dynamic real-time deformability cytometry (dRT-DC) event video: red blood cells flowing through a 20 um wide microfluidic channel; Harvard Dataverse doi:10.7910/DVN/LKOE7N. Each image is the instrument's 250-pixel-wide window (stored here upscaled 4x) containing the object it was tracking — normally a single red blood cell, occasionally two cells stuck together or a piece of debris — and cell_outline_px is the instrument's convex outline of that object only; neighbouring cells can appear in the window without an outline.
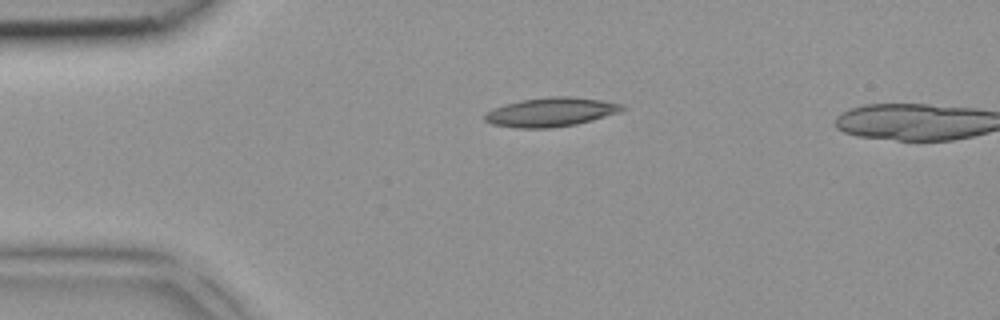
{"species": "common noctule bat (a hibernating species)", "species_latin": "Nyctalus noctula", "temperature_condition": "room temperature", "stored_images_in_passage": 2, "camera_frame_rate_fps": 3000, "um_per_image_px": 0.085, "animal": {"sex": "female", "body_mass_g": 18.4}, "frame": {"image": 1, "passage_image": 1, "time_ms": 0.0, "image_size_px": [1000, 320], "cell_outline_px": [[628, 108], [620, 112], [592, 120], [576, 124], [552, 128], [520, 128], [492, 124], [484, 120], [484, 116], [492, 108], [504, 104], [520, 100], [548, 96], [572, 96], [600, 100], [624, 104]], "centroid_in_image_um": [46.85, 9.52], "position_along_channel_um": 38.1, "area_um2": 23.41}}